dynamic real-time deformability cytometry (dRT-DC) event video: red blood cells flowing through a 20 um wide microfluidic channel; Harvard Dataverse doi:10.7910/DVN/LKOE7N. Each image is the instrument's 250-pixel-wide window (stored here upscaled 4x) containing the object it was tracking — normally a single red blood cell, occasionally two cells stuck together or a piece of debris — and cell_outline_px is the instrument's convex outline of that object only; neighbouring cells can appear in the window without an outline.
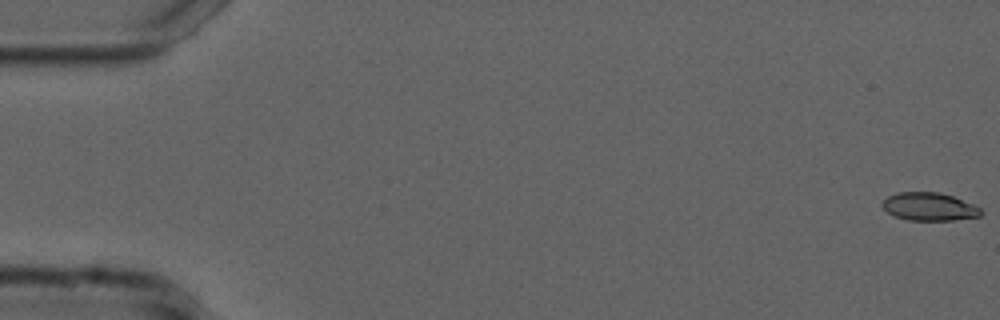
{"species": "common noctule bat (a hibernating species)", "species_latin": "Nyctalus noctula", "temperature_condition": "cold", "stored_images_in_passage": 51, "camera_frame_rate_fps": 3000, "um_per_image_px": 0.085, "animal": {"sex": "male", "forearm_length_mm": 52.5}, "frame": {"image": 1, "passage_image": 1, "time_ms": 0.0, "image_size_px": [1000, 320], "cell_outline_px": [[984, 212], [980, 216], [952, 220], [908, 220], [896, 216], [888, 212], [880, 204], [888, 196], [896, 192], [940, 192], [952, 196], [972, 204], [980, 208]], "centroid_in_image_um": [78.98, 17.56], "position_along_channel_um": 6.0, "area_um2": 16.01}}
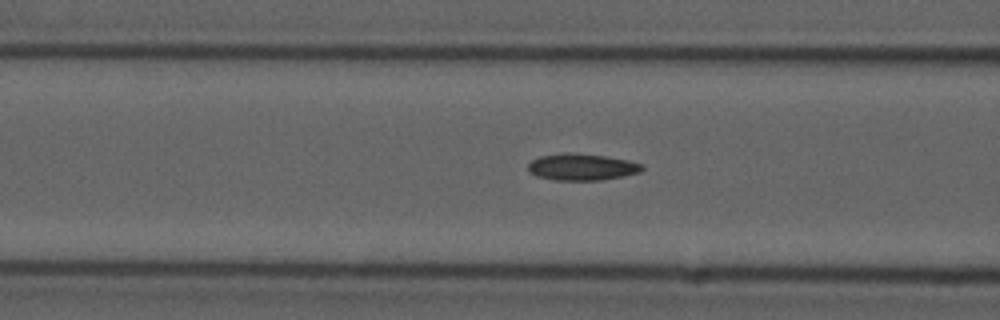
{"frame": {"image": 2, "passage_image": 22, "time_ms": 7.0, "image_size_px": [1000, 320], "cell_outline_px": [[644, 168], [640, 172], [600, 180], [556, 180], [536, 176], [528, 172], [528, 164], [532, 160], [540, 156], [564, 152], [568, 152], [604, 156], [628, 160], [644, 164]], "centroid_in_image_um": [49.43, 14.19], "position_along_channel_um": 117.2, "area_um2": 17.69}}
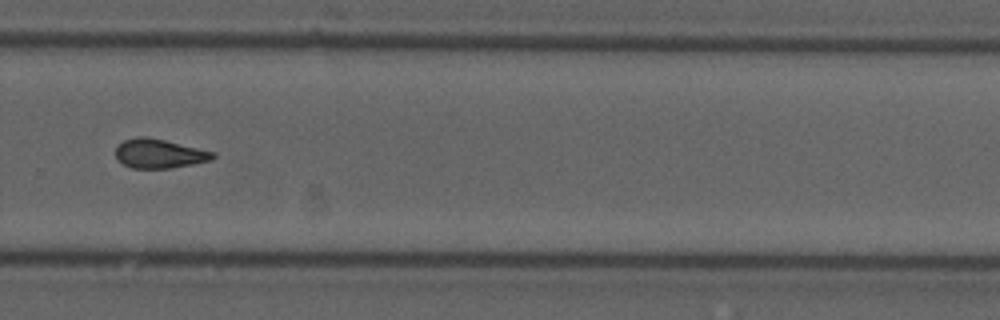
{"frame": {"image": 3, "passage_image": 38, "time_ms": 12.333, "image_size_px": [1000, 320], "cell_outline_px": [[216, 156], [212, 160], [172, 168], [132, 168], [124, 164], [116, 156], [116, 148], [124, 140], [140, 136], [144, 136], [164, 140], [216, 152]], "centroid_in_image_um": [13.58, 13.06], "position_along_channel_um": 316.2, "area_um2": 16.36}}